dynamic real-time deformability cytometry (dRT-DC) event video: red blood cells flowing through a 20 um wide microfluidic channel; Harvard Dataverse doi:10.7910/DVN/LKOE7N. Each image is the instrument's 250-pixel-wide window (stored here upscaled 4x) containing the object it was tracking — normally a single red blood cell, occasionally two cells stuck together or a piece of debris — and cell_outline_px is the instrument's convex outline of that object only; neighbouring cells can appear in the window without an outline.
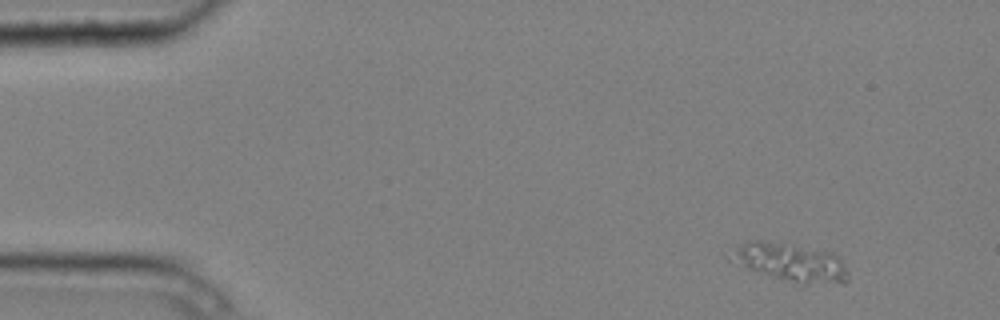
{"species": "common noctule bat (a hibernating species)", "species_latin": "Nyctalus noctula", "temperature_condition": "cold", "stored_images_in_passage": 4, "camera_frame_rate_fps": 3000, "um_per_image_px": 0.085, "animal": {"sex": "male", "body_mass_g": 20.4}, "frame": {"image": 1, "passage_image": 1, "time_ms": 0.0, "image_size_px": [1000, 320], "cell_outline_px": [[848, 280], [844, 284], [792, 284], [748, 268], [728, 260], [724, 256], [748, 240], [760, 240], [792, 244], [832, 252], [844, 264], [848, 272]], "centroid_in_image_um": [67.19, 22.32], "position_along_channel_um": 17.8, "area_um2": 26.65}}